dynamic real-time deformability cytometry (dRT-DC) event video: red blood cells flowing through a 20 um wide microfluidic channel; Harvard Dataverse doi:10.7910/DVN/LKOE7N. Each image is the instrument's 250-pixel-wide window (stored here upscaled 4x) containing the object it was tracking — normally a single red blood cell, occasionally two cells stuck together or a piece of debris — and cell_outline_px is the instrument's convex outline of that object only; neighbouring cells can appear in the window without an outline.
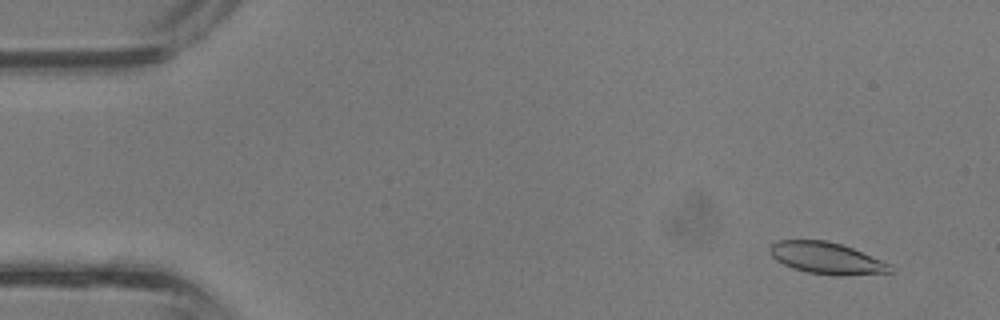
{"species": "common noctule bat (a hibernating species)", "species_latin": "Nyctalus noctula", "temperature_condition": "room temperature", "stored_images_in_passage": 39, "camera_frame_rate_fps": 3000, "um_per_image_px": 0.085, "animal": {"sex": "male", "body_mass_g": 13.3}, "frame": {"image": 1, "passage_image": 3, "time_ms": 0.667, "image_size_px": [1000, 320], "cell_outline_px": [[892, 272], [844, 276], [836, 276], [808, 272], [792, 268], [776, 260], [772, 256], [768, 248], [772, 244], [780, 240], [828, 240], [852, 248], [892, 264]], "centroid_in_image_um": [70.28, 21.95], "position_along_channel_um": 14.7, "area_um2": 22.25}}
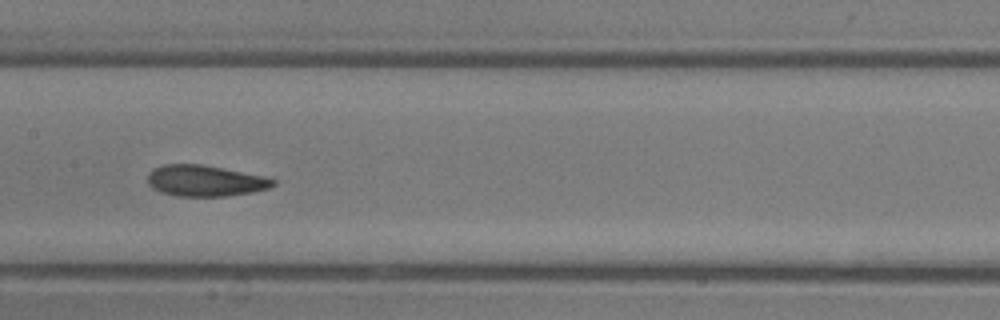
{"frame": {"image": 2, "passage_image": 19, "time_ms": 6.0, "image_size_px": [1000, 320], "cell_outline_px": [[276, 184], [268, 188], [252, 192], [228, 196], [176, 196], [160, 192], [152, 188], [148, 184], [148, 172], [164, 164], [200, 164], [264, 176], [276, 180]], "centroid_in_image_um": [17.42, 15.37], "position_along_channel_um": 190.0, "area_um2": 22.66}}
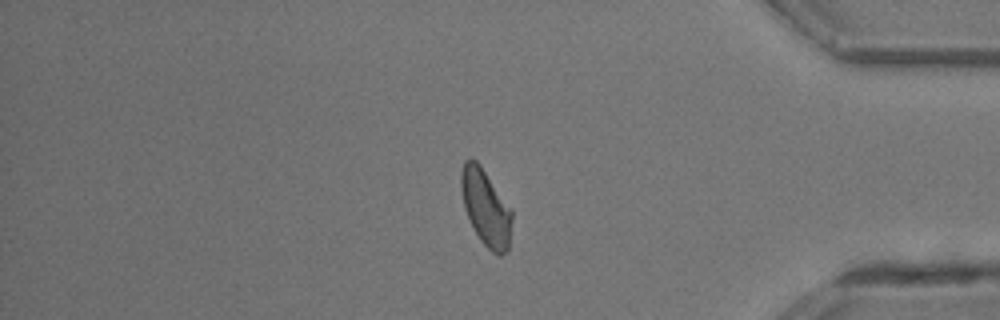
{"frame": {"image": 3, "passage_image": 32, "time_ms": 10.333, "image_size_px": [1000, 320], "cell_outline_px": [[512, 220], [508, 248], [500, 256], [496, 256], [480, 240], [464, 208], [460, 188], [460, 172], [464, 160], [468, 156], [472, 156], [480, 164], [512, 212]], "centroid_in_image_um": [41.25, 17.6], "position_along_channel_um": 393.9, "area_um2": 22.43}}